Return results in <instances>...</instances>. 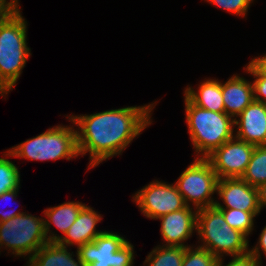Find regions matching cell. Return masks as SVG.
<instances>
[{"instance_id":"cell-11","label":"cell","mask_w":266,"mask_h":266,"mask_svg":"<svg viewBox=\"0 0 266 266\" xmlns=\"http://www.w3.org/2000/svg\"><path fill=\"white\" fill-rule=\"evenodd\" d=\"M216 194L223 202L216 200L214 204L216 208L261 211L257 188L249 185L242 178L218 179Z\"/></svg>"},{"instance_id":"cell-12","label":"cell","mask_w":266,"mask_h":266,"mask_svg":"<svg viewBox=\"0 0 266 266\" xmlns=\"http://www.w3.org/2000/svg\"><path fill=\"white\" fill-rule=\"evenodd\" d=\"M197 212L194 207L185 208L160 216L161 237L163 246L188 247L187 241L196 232ZM187 243V244H186Z\"/></svg>"},{"instance_id":"cell-23","label":"cell","mask_w":266,"mask_h":266,"mask_svg":"<svg viewBox=\"0 0 266 266\" xmlns=\"http://www.w3.org/2000/svg\"><path fill=\"white\" fill-rule=\"evenodd\" d=\"M217 261L215 255L196 244L186 247L182 266H216Z\"/></svg>"},{"instance_id":"cell-3","label":"cell","mask_w":266,"mask_h":266,"mask_svg":"<svg viewBox=\"0 0 266 266\" xmlns=\"http://www.w3.org/2000/svg\"><path fill=\"white\" fill-rule=\"evenodd\" d=\"M185 121L197 158H206L235 136L234 119L225 112H214L194 105L184 95Z\"/></svg>"},{"instance_id":"cell-22","label":"cell","mask_w":266,"mask_h":266,"mask_svg":"<svg viewBox=\"0 0 266 266\" xmlns=\"http://www.w3.org/2000/svg\"><path fill=\"white\" fill-rule=\"evenodd\" d=\"M0 157V195L13 189H20V171L14 162L12 154L7 150ZM11 158V159H8Z\"/></svg>"},{"instance_id":"cell-29","label":"cell","mask_w":266,"mask_h":266,"mask_svg":"<svg viewBox=\"0 0 266 266\" xmlns=\"http://www.w3.org/2000/svg\"><path fill=\"white\" fill-rule=\"evenodd\" d=\"M260 76L266 77V54L251 59L248 63Z\"/></svg>"},{"instance_id":"cell-1","label":"cell","mask_w":266,"mask_h":266,"mask_svg":"<svg viewBox=\"0 0 266 266\" xmlns=\"http://www.w3.org/2000/svg\"><path fill=\"white\" fill-rule=\"evenodd\" d=\"M157 101L144 106H127L93 114L67 115L74 123L79 156L89 153L87 170L122 155L127 147L152 124Z\"/></svg>"},{"instance_id":"cell-7","label":"cell","mask_w":266,"mask_h":266,"mask_svg":"<svg viewBox=\"0 0 266 266\" xmlns=\"http://www.w3.org/2000/svg\"><path fill=\"white\" fill-rule=\"evenodd\" d=\"M218 177L206 158H197L180 174L175 182L187 206L197 210L215 204Z\"/></svg>"},{"instance_id":"cell-26","label":"cell","mask_w":266,"mask_h":266,"mask_svg":"<svg viewBox=\"0 0 266 266\" xmlns=\"http://www.w3.org/2000/svg\"><path fill=\"white\" fill-rule=\"evenodd\" d=\"M228 263H224L225 257L218 258L216 266H263L253 255L250 253L242 256H233L231 257Z\"/></svg>"},{"instance_id":"cell-24","label":"cell","mask_w":266,"mask_h":266,"mask_svg":"<svg viewBox=\"0 0 266 266\" xmlns=\"http://www.w3.org/2000/svg\"><path fill=\"white\" fill-rule=\"evenodd\" d=\"M205 2H209L214 6L219 7L221 10L227 11L232 15L240 16L241 18H245L248 14V10H250L251 4L254 0H204Z\"/></svg>"},{"instance_id":"cell-14","label":"cell","mask_w":266,"mask_h":266,"mask_svg":"<svg viewBox=\"0 0 266 266\" xmlns=\"http://www.w3.org/2000/svg\"><path fill=\"white\" fill-rule=\"evenodd\" d=\"M103 216L93 207L86 205L79 213L76 221L70 226L64 235H60L58 244L69 247H79L85 243L93 242L104 230H97V224Z\"/></svg>"},{"instance_id":"cell-19","label":"cell","mask_w":266,"mask_h":266,"mask_svg":"<svg viewBox=\"0 0 266 266\" xmlns=\"http://www.w3.org/2000/svg\"><path fill=\"white\" fill-rule=\"evenodd\" d=\"M186 247L157 245L145 258L143 266H182Z\"/></svg>"},{"instance_id":"cell-13","label":"cell","mask_w":266,"mask_h":266,"mask_svg":"<svg viewBox=\"0 0 266 266\" xmlns=\"http://www.w3.org/2000/svg\"><path fill=\"white\" fill-rule=\"evenodd\" d=\"M235 137L254 146H266V104L253 100L235 119Z\"/></svg>"},{"instance_id":"cell-8","label":"cell","mask_w":266,"mask_h":266,"mask_svg":"<svg viewBox=\"0 0 266 266\" xmlns=\"http://www.w3.org/2000/svg\"><path fill=\"white\" fill-rule=\"evenodd\" d=\"M76 250L86 266H134V246L117 232L105 230Z\"/></svg>"},{"instance_id":"cell-2","label":"cell","mask_w":266,"mask_h":266,"mask_svg":"<svg viewBox=\"0 0 266 266\" xmlns=\"http://www.w3.org/2000/svg\"><path fill=\"white\" fill-rule=\"evenodd\" d=\"M18 3L0 21V84L12 91L22 74L31 49L27 43V20Z\"/></svg>"},{"instance_id":"cell-21","label":"cell","mask_w":266,"mask_h":266,"mask_svg":"<svg viewBox=\"0 0 266 266\" xmlns=\"http://www.w3.org/2000/svg\"><path fill=\"white\" fill-rule=\"evenodd\" d=\"M230 227L243 233L248 239L254 230L255 217L261 211H243L240 209L218 208Z\"/></svg>"},{"instance_id":"cell-6","label":"cell","mask_w":266,"mask_h":266,"mask_svg":"<svg viewBox=\"0 0 266 266\" xmlns=\"http://www.w3.org/2000/svg\"><path fill=\"white\" fill-rule=\"evenodd\" d=\"M44 218L24 213L0 222V253L8 250L13 257L29 260L43 245L48 243ZM28 258V259H27Z\"/></svg>"},{"instance_id":"cell-25","label":"cell","mask_w":266,"mask_h":266,"mask_svg":"<svg viewBox=\"0 0 266 266\" xmlns=\"http://www.w3.org/2000/svg\"><path fill=\"white\" fill-rule=\"evenodd\" d=\"M243 70L254 78L252 80L254 100L266 104V77L260 76L248 63Z\"/></svg>"},{"instance_id":"cell-17","label":"cell","mask_w":266,"mask_h":266,"mask_svg":"<svg viewBox=\"0 0 266 266\" xmlns=\"http://www.w3.org/2000/svg\"><path fill=\"white\" fill-rule=\"evenodd\" d=\"M198 88H193L187 85L184 88L185 95L194 105L201 108L214 111V112H225L222 91H221V81L218 78H204L197 84Z\"/></svg>"},{"instance_id":"cell-18","label":"cell","mask_w":266,"mask_h":266,"mask_svg":"<svg viewBox=\"0 0 266 266\" xmlns=\"http://www.w3.org/2000/svg\"><path fill=\"white\" fill-rule=\"evenodd\" d=\"M68 248L57 242H48L27 260L26 266H86L80 260L77 250L74 254Z\"/></svg>"},{"instance_id":"cell-16","label":"cell","mask_w":266,"mask_h":266,"mask_svg":"<svg viewBox=\"0 0 266 266\" xmlns=\"http://www.w3.org/2000/svg\"><path fill=\"white\" fill-rule=\"evenodd\" d=\"M86 206L85 203L79 201H68L58 206L48 207L43 211L44 229L49 242H58L60 239L56 231L52 232L51 225L55 226L60 232H65L76 221L80 211Z\"/></svg>"},{"instance_id":"cell-31","label":"cell","mask_w":266,"mask_h":266,"mask_svg":"<svg viewBox=\"0 0 266 266\" xmlns=\"http://www.w3.org/2000/svg\"><path fill=\"white\" fill-rule=\"evenodd\" d=\"M258 197H259V205L261 210L266 209V183L261 184L257 187Z\"/></svg>"},{"instance_id":"cell-4","label":"cell","mask_w":266,"mask_h":266,"mask_svg":"<svg viewBox=\"0 0 266 266\" xmlns=\"http://www.w3.org/2000/svg\"><path fill=\"white\" fill-rule=\"evenodd\" d=\"M196 233L198 246L206 248L217 258L249 253V239L230 227L223 213L215 206L198 210Z\"/></svg>"},{"instance_id":"cell-30","label":"cell","mask_w":266,"mask_h":266,"mask_svg":"<svg viewBox=\"0 0 266 266\" xmlns=\"http://www.w3.org/2000/svg\"><path fill=\"white\" fill-rule=\"evenodd\" d=\"M19 1L20 0H0V21L19 3Z\"/></svg>"},{"instance_id":"cell-10","label":"cell","mask_w":266,"mask_h":266,"mask_svg":"<svg viewBox=\"0 0 266 266\" xmlns=\"http://www.w3.org/2000/svg\"><path fill=\"white\" fill-rule=\"evenodd\" d=\"M255 146L233 137L215 149L206 159L218 179L242 178Z\"/></svg>"},{"instance_id":"cell-33","label":"cell","mask_w":266,"mask_h":266,"mask_svg":"<svg viewBox=\"0 0 266 266\" xmlns=\"http://www.w3.org/2000/svg\"><path fill=\"white\" fill-rule=\"evenodd\" d=\"M0 91H7V90L0 84Z\"/></svg>"},{"instance_id":"cell-32","label":"cell","mask_w":266,"mask_h":266,"mask_svg":"<svg viewBox=\"0 0 266 266\" xmlns=\"http://www.w3.org/2000/svg\"><path fill=\"white\" fill-rule=\"evenodd\" d=\"M9 92L8 91H0V96L1 97H5L6 98V95L8 96Z\"/></svg>"},{"instance_id":"cell-15","label":"cell","mask_w":266,"mask_h":266,"mask_svg":"<svg viewBox=\"0 0 266 266\" xmlns=\"http://www.w3.org/2000/svg\"><path fill=\"white\" fill-rule=\"evenodd\" d=\"M221 91L225 113L233 119L254 100L252 81L237 73L230 76L226 82H221Z\"/></svg>"},{"instance_id":"cell-9","label":"cell","mask_w":266,"mask_h":266,"mask_svg":"<svg viewBox=\"0 0 266 266\" xmlns=\"http://www.w3.org/2000/svg\"><path fill=\"white\" fill-rule=\"evenodd\" d=\"M132 197V202L138 206L142 215L151 220L187 206L175 183L156 179L136 191Z\"/></svg>"},{"instance_id":"cell-5","label":"cell","mask_w":266,"mask_h":266,"mask_svg":"<svg viewBox=\"0 0 266 266\" xmlns=\"http://www.w3.org/2000/svg\"><path fill=\"white\" fill-rule=\"evenodd\" d=\"M70 123L59 124L48 128L45 132L7 149L15 158L32 161H56L59 159L78 158L76 128L73 121L66 115Z\"/></svg>"},{"instance_id":"cell-28","label":"cell","mask_w":266,"mask_h":266,"mask_svg":"<svg viewBox=\"0 0 266 266\" xmlns=\"http://www.w3.org/2000/svg\"><path fill=\"white\" fill-rule=\"evenodd\" d=\"M249 253L253 255L259 262H263L262 254L266 257V226H264V228L261 230L259 238L254 247H249Z\"/></svg>"},{"instance_id":"cell-20","label":"cell","mask_w":266,"mask_h":266,"mask_svg":"<svg viewBox=\"0 0 266 266\" xmlns=\"http://www.w3.org/2000/svg\"><path fill=\"white\" fill-rule=\"evenodd\" d=\"M242 179L256 188L266 183V146H255Z\"/></svg>"},{"instance_id":"cell-27","label":"cell","mask_w":266,"mask_h":266,"mask_svg":"<svg viewBox=\"0 0 266 266\" xmlns=\"http://www.w3.org/2000/svg\"><path fill=\"white\" fill-rule=\"evenodd\" d=\"M18 192H19V189H13V190H10L8 192H5V193L1 194L0 195V202L1 201L2 202H4V201H9L10 202V200L11 201H13V200L15 201L17 196H18ZM13 210L6 212L5 210L2 211L0 209V222L6 221V220L11 219V218H13L15 216H18V215L26 213V212H21L20 209H19V211L18 210L16 211L15 209H13Z\"/></svg>"}]
</instances>
